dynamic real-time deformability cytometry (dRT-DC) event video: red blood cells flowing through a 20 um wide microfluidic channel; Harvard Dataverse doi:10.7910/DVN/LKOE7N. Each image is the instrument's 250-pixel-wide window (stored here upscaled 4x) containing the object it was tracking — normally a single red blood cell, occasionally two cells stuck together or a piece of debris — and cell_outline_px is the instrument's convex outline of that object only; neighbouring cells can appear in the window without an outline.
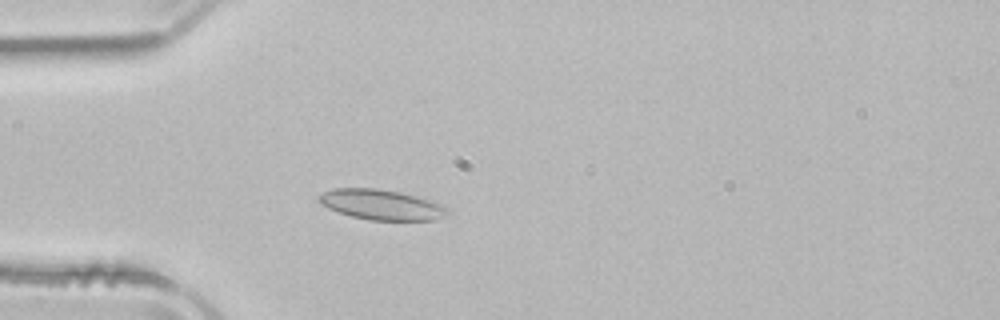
{"species": "common noctule bat (a hibernating species)", "species_latin": "Nyctalus noctula", "temperature_condition": "room temperature", "stored_images_in_passage": 50, "camera_frame_rate_fps": 3000, "um_per_image_px": 0.085, "animal": {"sex": "male", "body_mass_g": 21.5, "forearm_length_mm": 52.0}, "frame": {"image": 1, "passage_image": 13, "time_ms": 4.0, "image_size_px": [1000, 320], "cell_outline_px": [[448, 212], [444, 216], [436, 220], [368, 220], [352, 216], [328, 208], [320, 204], [316, 200], [316, 196], [324, 192], [336, 188], [376, 188], [400, 192], [448, 208]], "centroid_in_image_um": [32.32, 17.4], "position_along_channel_um": 52.7, "area_um2": 22.25}}
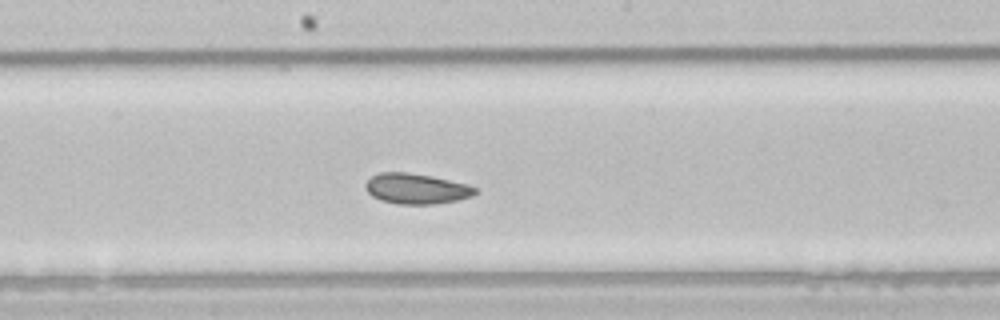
{"frame": {"image": 2, "passage_image": 26, "time_ms": 8.333, "image_size_px": [1000, 320], "cell_outline_px": [[480, 192], [472, 196], [456, 200], [432, 204], [400, 204], [380, 200], [372, 196], [364, 188], [364, 184], [372, 176], [380, 172], [408, 172], [432, 176], [468, 184], [480, 188]], "centroid_in_image_um": [35.42, 16.03], "position_along_channel_um": 212.8, "area_um2": 19.65}}
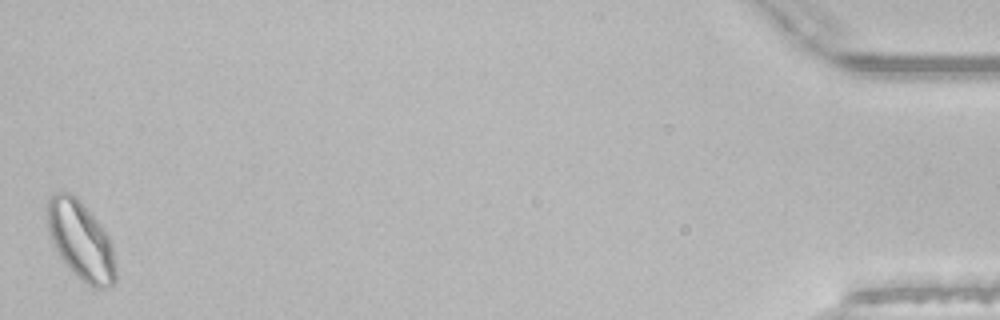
{"frame": {"image": 3, "passage_image": 50, "time_ms": 16.333, "image_size_px": [1000, 320], "cell_outline_px": [[116, 280], [108, 288], [92, 288], [64, 264], [52, 240], [48, 228], [48, 200], [52, 192], [60, 188], [76, 196], [80, 200], [96, 220], [108, 236], [112, 248], [116, 264]], "centroid_in_image_um": [6.87, 20.43], "position_along_channel_um": 428.3, "area_um2": 31.15}, "authors_computed_cell_mechanics": {"area_um2": 21.8484, "velocity_mm_per_s": 3.8935, "shape_relaxation_time_tau1_ms": 7.1794, "shape_relaxation_time_tau2_ms": 2.8492, "deformation_change_tau1": 0.0931, "deformation_change_tau2": 0.0608}}